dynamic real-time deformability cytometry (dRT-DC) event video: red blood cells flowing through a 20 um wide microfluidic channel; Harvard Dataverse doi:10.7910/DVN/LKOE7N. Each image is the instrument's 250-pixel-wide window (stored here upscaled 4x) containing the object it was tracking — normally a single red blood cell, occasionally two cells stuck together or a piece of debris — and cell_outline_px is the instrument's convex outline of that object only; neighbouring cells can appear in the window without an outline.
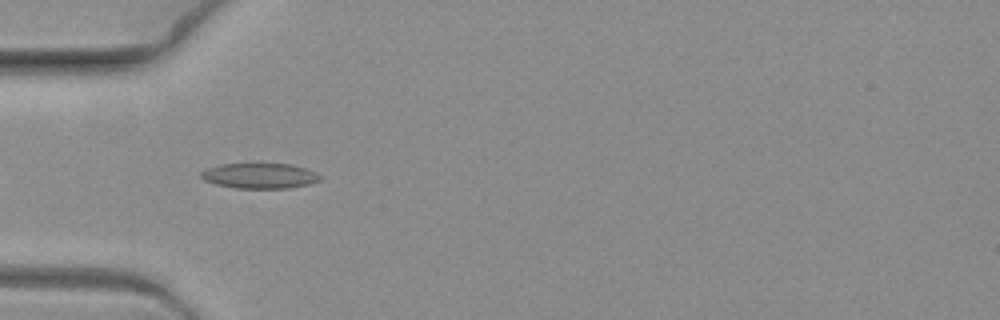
{"species": "common noctule bat (a hibernating species)", "species_latin": "Nyctalus noctula", "temperature_condition": "warm", "stored_images_in_passage": 8, "camera_frame_rate_fps": 3000, "um_per_image_px": 0.085, "animal": {"sex": "female", "body_mass_g": 19.3, "forearm_length_mm": 54.1}, "frame": {"image": 1, "passage_image": 7, "time_ms": 2.0, "image_size_px": [1000, 320], "cell_outline_px": [[324, 176], [320, 180], [308, 184], [288, 188], [236, 188], [216, 184], [204, 180], [200, 176], [200, 172], [204, 168], [220, 164], [292, 164], [316, 172]], "centroid_in_image_um": [22.06, 14.94], "position_along_channel_um": 62.9, "area_um2": 17.63}}
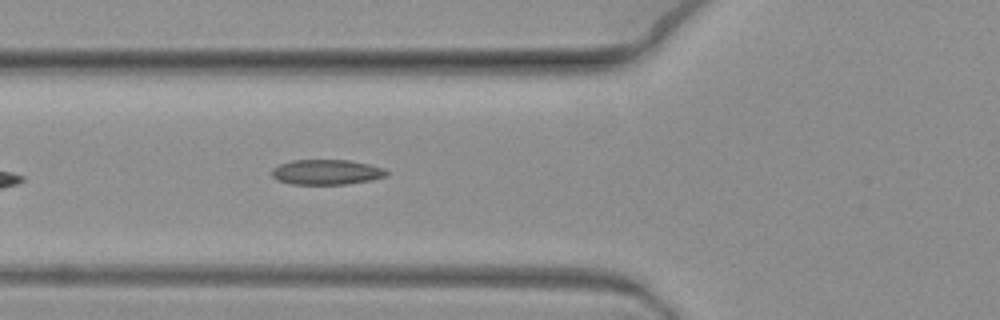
{"frame": {"image": 2, "passage_image": 8, "time_ms": 2.333, "image_size_px": [1000, 320], "cell_outline_px": [[388, 172], [384, 176], [372, 180], [348, 184], [292, 184], [276, 180], [272, 176], [272, 168], [280, 164], [292, 160], [348, 160], [368, 164], [384, 168]], "centroid_in_image_um": [27.73, 14.63], "position_along_channel_um": 98.1, "area_um2": 16.76}}